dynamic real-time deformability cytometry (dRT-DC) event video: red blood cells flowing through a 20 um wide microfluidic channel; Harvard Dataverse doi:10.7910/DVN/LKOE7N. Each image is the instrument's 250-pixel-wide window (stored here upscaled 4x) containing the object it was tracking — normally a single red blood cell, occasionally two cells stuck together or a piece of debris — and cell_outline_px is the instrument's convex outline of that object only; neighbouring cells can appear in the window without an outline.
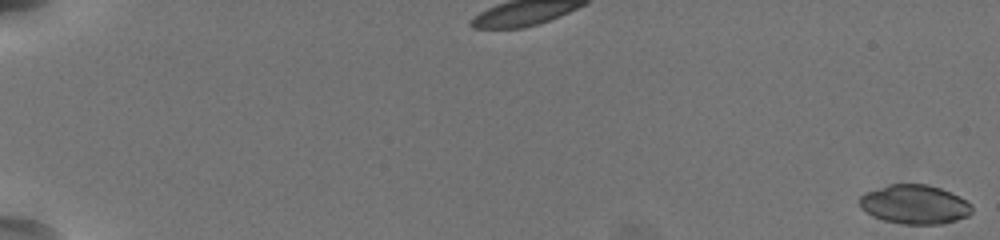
{"species": "common noctule bat (a hibernating species)", "species_latin": "Nyctalus noctula", "temperature_condition": "warm", "stored_images_in_passage": 59, "camera_frame_rate_fps": 3000, "um_per_image_px": 0.085, "animal": {"sex": "female", "body_mass_g": 19.5, "forearm_length_mm": 54.1}, "frame": {"image": 1, "passage_image": 1, "time_ms": 0.0, "image_size_px": [1000, 240], "cell_outline_px": [[972, 212], [968, 216], [956, 220], [940, 224], [904, 224], [884, 220], [872, 216], [860, 208], [856, 200], [864, 192], [888, 184], [928, 184], [952, 192], [960, 196], [972, 204]], "centroid_in_image_um": [77.72, 17.36], "position_along_channel_um": 7.3, "area_um2": 26.01}}
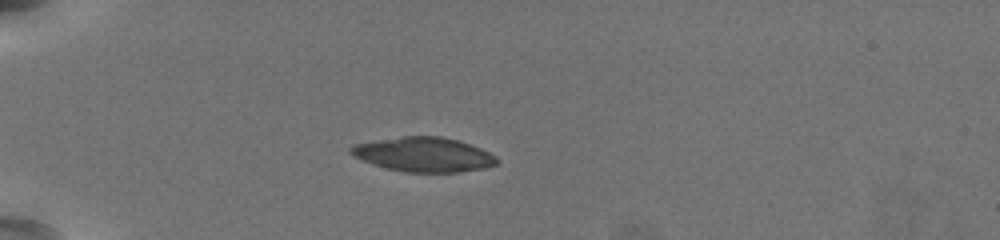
{"frame": {"image": 2, "passage_image": 20, "time_ms": 6.333, "image_size_px": [1000, 240], "cell_outline_px": [[500, 160], [496, 164], [484, 168], [460, 172], [404, 172], [388, 168], [352, 156], [348, 152], [348, 148], [356, 144], [404, 136], [440, 136], [456, 140], [480, 148], [496, 156]], "centroid_in_image_um": [36.04, 13.14], "position_along_channel_um": 49.0, "area_um2": 28.96}}